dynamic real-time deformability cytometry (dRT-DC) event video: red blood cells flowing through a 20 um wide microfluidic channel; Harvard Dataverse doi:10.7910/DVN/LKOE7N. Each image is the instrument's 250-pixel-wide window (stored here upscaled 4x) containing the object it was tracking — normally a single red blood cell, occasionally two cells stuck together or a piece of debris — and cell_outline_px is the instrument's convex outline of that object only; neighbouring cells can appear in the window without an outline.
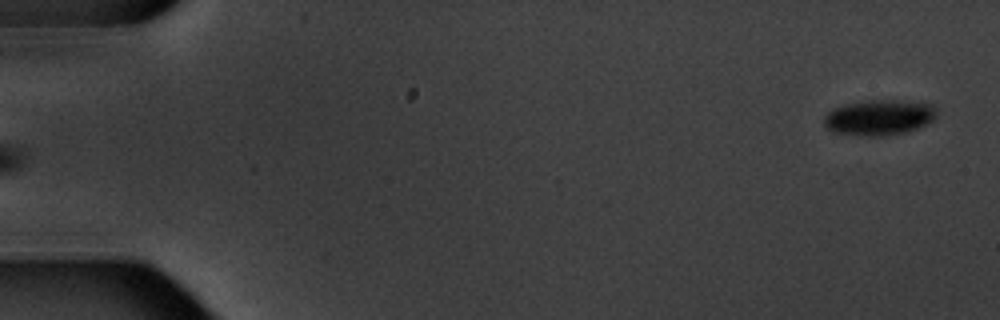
{"species": "common noctule bat (a hibernating species)", "species_latin": "Nyctalus noctula", "temperature_condition": "warm", "stored_images_in_passage": 7, "segment_of_instrument_passage": [2, 2], "camera_frame_rate_fps": 3000, "um_per_image_px": 0.085, "animal": {"sex": "male", "body_mass_g": 20.1, "forearm_length_mm": 53.5}, "frame": {"image": 1, "passage_image": 7, "time_ms": 7.0, "image_size_px": [1000, 320], "cell_outline_px": [[936, 116], [932, 120], [916, 128], [904, 132], [880, 136], [868, 136], [832, 132], [824, 124], [824, 116], [832, 108], [848, 104], [868, 100], [892, 100], [932, 104], [936, 108]], "centroid_in_image_um": [74.69, 9.98], "position_along_channel_um": 10.3, "area_um2": 22.95}}